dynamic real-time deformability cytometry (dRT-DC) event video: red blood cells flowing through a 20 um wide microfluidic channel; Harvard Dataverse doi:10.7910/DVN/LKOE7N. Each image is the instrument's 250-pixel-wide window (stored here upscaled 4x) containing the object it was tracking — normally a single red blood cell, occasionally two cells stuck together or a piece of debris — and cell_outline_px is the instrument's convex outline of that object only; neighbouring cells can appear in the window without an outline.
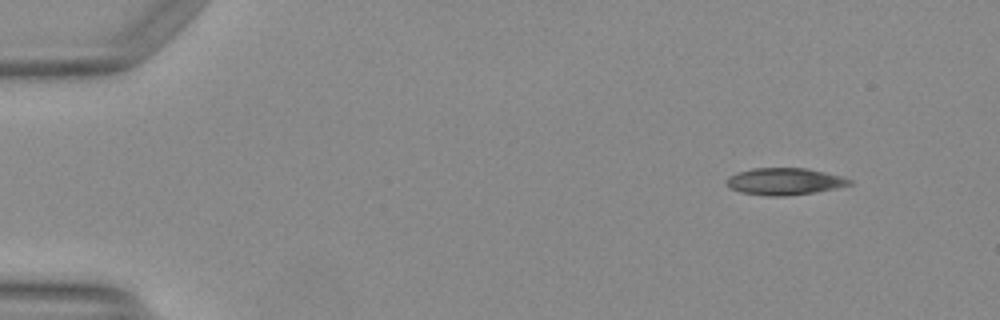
{"species": "Egyptian fruit bat (a non-hibernating species)", "species_latin": "Rousettus aegyptiacus", "temperature_condition": "warm", "stored_images_in_passage": 10, "camera_frame_rate_fps": 3000, "um_per_image_px": 0.085, "animal": {"sex": "female"}, "frame": {"image": 1, "passage_image": 1, "time_ms": 0.0, "image_size_px": [1000, 320], "cell_outline_px": [[852, 184], [836, 188], [812, 192], [784, 196], [768, 196], [740, 192], [728, 188], [728, 176], [752, 168], [808, 168], [840, 176], [852, 180]], "centroid_in_image_um": [66.67, 15.42], "position_along_channel_um": 18.3, "area_um2": 19.07}}